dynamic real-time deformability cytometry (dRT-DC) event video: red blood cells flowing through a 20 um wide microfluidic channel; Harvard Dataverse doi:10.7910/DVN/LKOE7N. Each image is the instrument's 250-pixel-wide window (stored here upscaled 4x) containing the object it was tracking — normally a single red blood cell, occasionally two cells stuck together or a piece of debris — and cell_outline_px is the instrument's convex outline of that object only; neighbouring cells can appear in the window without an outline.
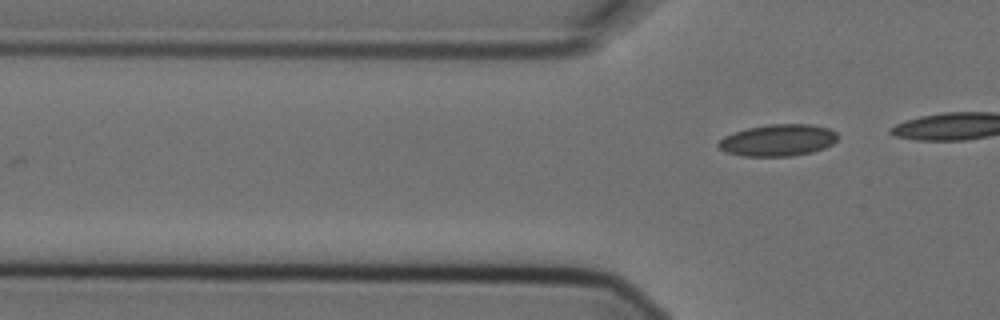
{"species": "Egyptian fruit bat (a non-hibernating species)", "species_latin": "Rousettus aegyptiacus", "temperature_condition": "cold", "stored_images_in_passage": 4, "camera_frame_rate_fps": 3000, "um_per_image_px": 0.085, "animal": {"sex": "female"}, "frame": {"image": 1, "passage_image": 4, "time_ms": 1.0, "image_size_px": [1000, 320], "cell_outline_px": [[840, 136], [832, 144], [824, 148], [812, 152], [792, 156], [744, 156], [724, 152], [716, 144], [724, 136], [748, 128], [768, 124], [812, 124], [828, 128], [836, 132]], "centroid_in_image_um": [66.14, 11.92], "position_along_channel_um": 59.7, "area_um2": 22.14}}